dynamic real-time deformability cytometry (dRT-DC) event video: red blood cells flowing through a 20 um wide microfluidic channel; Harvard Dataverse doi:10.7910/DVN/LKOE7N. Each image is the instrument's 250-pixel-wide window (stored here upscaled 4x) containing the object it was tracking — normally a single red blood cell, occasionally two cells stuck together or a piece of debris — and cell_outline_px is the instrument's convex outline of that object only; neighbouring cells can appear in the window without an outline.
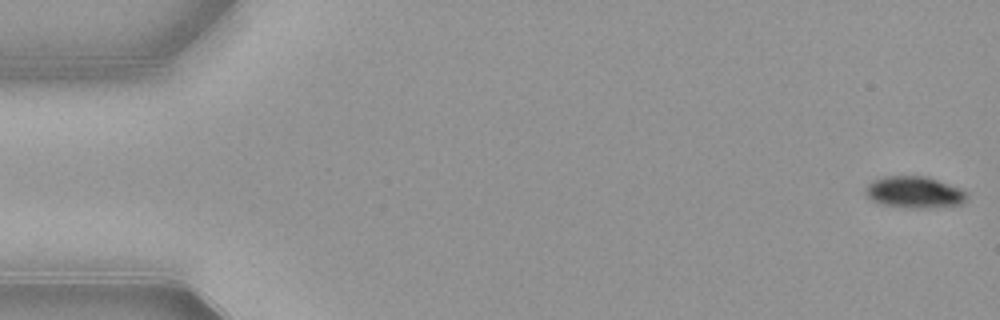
{"species": "common noctule bat (a hibernating species)", "species_latin": "Nyctalus noctula", "temperature_condition": "warm", "stored_images_in_passage": 53, "camera_frame_rate_fps": 3000, "um_per_image_px": 0.085, "animal": {"sex": "female", "body_mass_g": 21.9}, "frame": {"image": 1, "passage_image": 1, "time_ms": 0.0, "image_size_px": [1000, 320], "cell_outline_px": [[968, 196], [960, 204], [928, 208], [904, 208], [880, 204], [872, 200], [864, 192], [864, 188], [872, 180], [884, 176], [928, 176], [960, 188]], "centroid_in_image_um": [77.67, 16.33], "position_along_channel_um": 7.3, "area_um2": 18.79}}
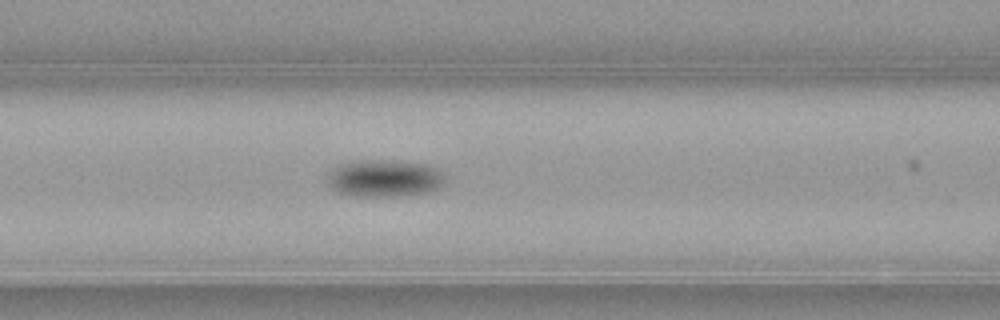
{"frame": {"image": 2, "passage_image": 22, "time_ms": 7.0, "image_size_px": [1000, 320], "cell_outline_px": [[444, 180], [436, 188], [428, 192], [400, 196], [352, 196], [340, 192], [332, 188], [328, 184], [328, 176], [332, 168], [348, 160], [392, 160], [428, 164], [444, 172]], "centroid_in_image_um": [32.65, 15.13], "position_along_channel_um": 133.9, "area_um2": 25.66}}
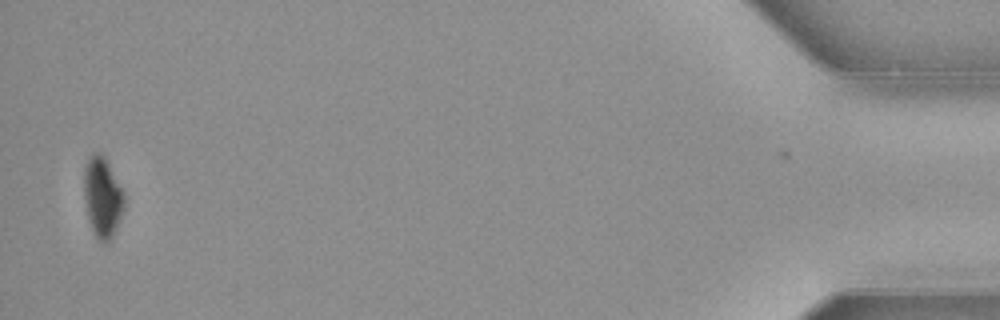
{"frame": {"image": 3, "passage_image": 52, "time_ms": 17.0, "image_size_px": [1000, 320], "cell_outline_px": [[124, 208], [116, 228], [108, 244], [104, 244], [96, 236], [88, 220], [84, 196], [84, 168], [88, 156], [92, 152], [100, 152], [104, 156], [124, 192]], "centroid_in_image_um": [8.7, 16.74], "position_along_channel_um": 426.5, "area_um2": 18.84}, "authors_computed_cell_mechanics": {"area_um2": 22.0796, "velocity_mm_per_s": 3.8925, "shape_relaxation_time_tau1_ms": 1.8886, "shape_relaxation_time_tau2_ms": null, "deformation_change_tau1": 0.088, "deformation_change_tau2": null}}